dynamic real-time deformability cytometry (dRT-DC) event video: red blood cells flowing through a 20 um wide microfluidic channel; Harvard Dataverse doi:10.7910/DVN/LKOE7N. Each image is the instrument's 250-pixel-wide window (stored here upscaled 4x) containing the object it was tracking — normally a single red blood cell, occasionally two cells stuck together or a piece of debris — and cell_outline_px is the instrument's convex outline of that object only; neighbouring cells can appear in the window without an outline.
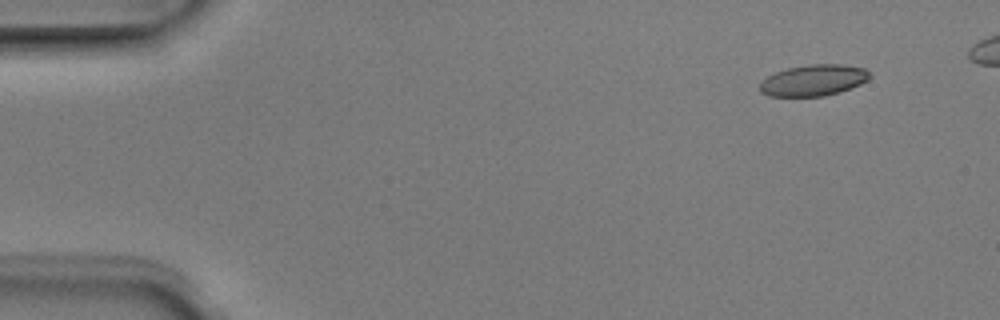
{"species": "Egyptian fruit bat (a non-hibernating species)", "species_latin": "Rousettus aegyptiacus", "temperature_condition": "room temperature", "stored_images_in_passage": 4, "camera_frame_rate_fps": 3000, "um_per_image_px": 0.085, "animal": {"sex": "male"}, "frame": {"image": 1, "passage_image": 1, "time_ms": 0.0, "image_size_px": [1000, 320], "cell_outline_px": [[872, 76], [868, 80], [860, 84], [840, 92], [824, 96], [768, 96], [760, 92], [760, 84], [768, 76], [776, 72], [788, 68], [808, 64], [844, 64], [864, 68]], "centroid_in_image_um": [69.17, 6.82], "position_along_channel_um": 15.8, "area_um2": 20.0}}